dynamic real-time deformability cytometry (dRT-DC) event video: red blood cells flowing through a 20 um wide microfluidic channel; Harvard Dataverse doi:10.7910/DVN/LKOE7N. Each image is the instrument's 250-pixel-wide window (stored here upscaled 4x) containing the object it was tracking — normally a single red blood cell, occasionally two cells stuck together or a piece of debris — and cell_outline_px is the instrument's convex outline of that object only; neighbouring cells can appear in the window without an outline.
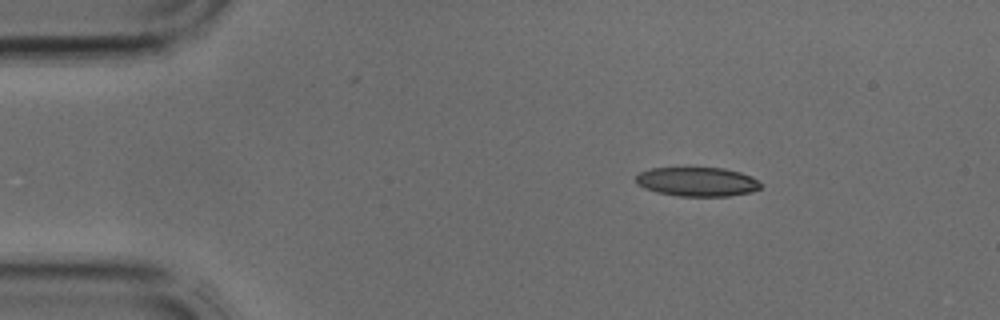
{"species": "common noctule bat (a hibernating species)", "species_latin": "Nyctalus noctula", "temperature_condition": "cold", "stored_images_in_passage": 2, "camera_frame_rate_fps": 3000, "um_per_image_px": 0.085, "animal": {"sex": "male", "body_mass_g": 17.9, "forearm_length_mm": 54.2}, "frame": {"image": 1, "passage_image": 1, "time_ms": 0.0, "image_size_px": [1000, 320], "cell_outline_px": [[760, 188], [752, 192], [728, 196], [680, 196], [656, 192], [644, 188], [636, 184], [636, 176], [640, 172], [652, 168], [724, 168], [740, 172], [756, 180], [760, 184]], "centroid_in_image_um": [59.23, 15.45], "position_along_channel_um": 25.8, "area_um2": 21.04}}